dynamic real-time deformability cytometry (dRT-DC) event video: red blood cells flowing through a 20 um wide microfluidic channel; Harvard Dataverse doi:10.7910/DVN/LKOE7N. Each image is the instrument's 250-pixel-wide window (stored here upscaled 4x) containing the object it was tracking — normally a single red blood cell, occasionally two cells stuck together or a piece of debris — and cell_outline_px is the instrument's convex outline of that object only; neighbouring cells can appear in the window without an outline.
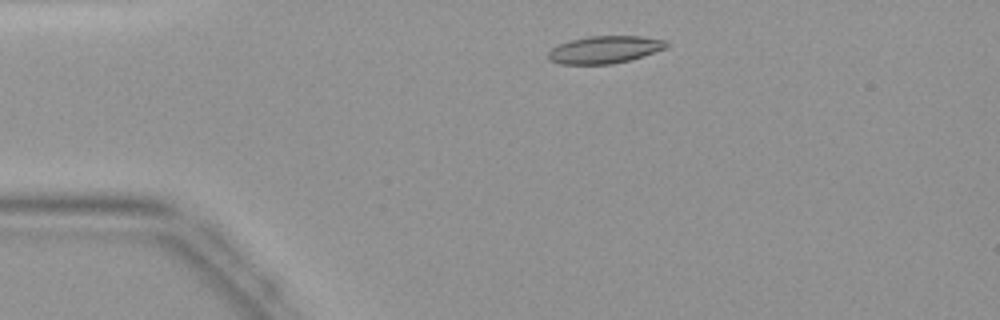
{"species": "common noctule bat (a hibernating species)", "species_latin": "Nyctalus noctula", "temperature_condition": "warm", "stored_images_in_passage": 40, "camera_frame_rate_fps": 3000, "um_per_image_px": 0.085, "animal": {"sex": "female", "body_mass_g": 19.9}, "frame": {"image": 1, "passage_image": 5, "time_ms": 1.333, "image_size_px": [1000, 320], "cell_outline_px": [[668, 48], [628, 60], [612, 64], [560, 64], [548, 60], [548, 52], [552, 48], [560, 44], [572, 40], [588, 36], [640, 36], [668, 40]], "centroid_in_image_um": [51.42, 4.22], "position_along_channel_um": 33.6, "area_um2": 18.84}}
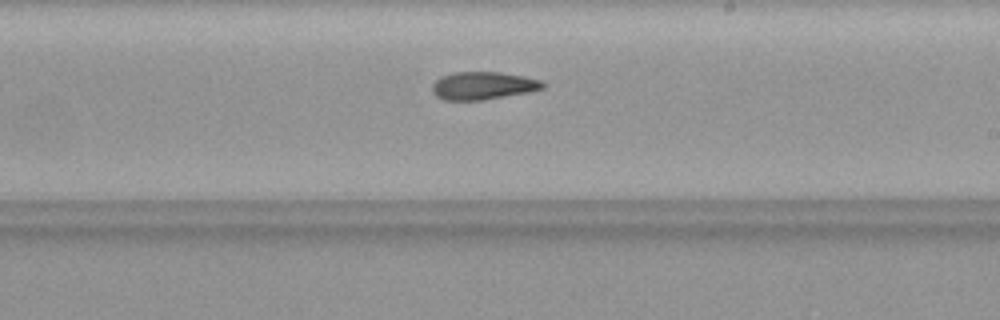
{"frame": {"image": 2, "passage_image": 22, "time_ms": 7.0, "image_size_px": [1000, 320], "cell_outline_px": [[544, 88], [528, 92], [484, 100], [444, 100], [436, 96], [432, 92], [432, 84], [440, 76], [452, 72], [500, 72], [524, 76], [544, 80]], "centroid_in_image_um": [41.05, 7.27], "position_along_channel_um": 248.0, "area_um2": 18.09}}
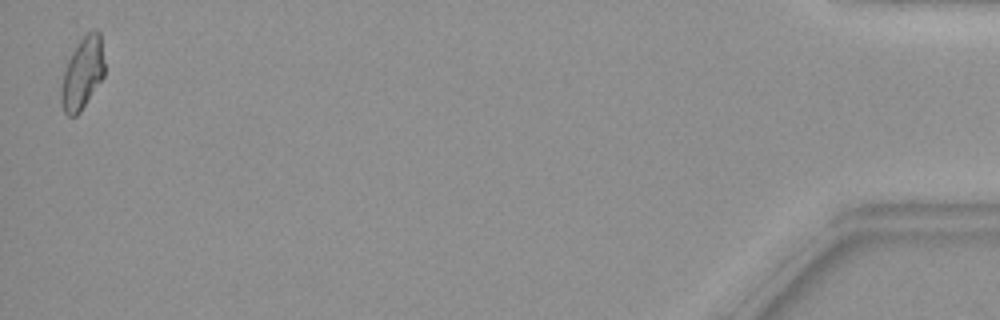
{"frame": {"image": 3, "passage_image": 40, "time_ms": 13.0, "image_size_px": [1000, 320], "cell_outline_px": [[104, 76], [80, 112], [76, 116], [68, 116], [64, 112], [60, 100], [60, 88], [64, 72], [68, 60], [72, 52], [80, 40], [88, 32], [100, 32], [104, 64]], "centroid_in_image_um": [6.99, 6.28], "position_along_channel_um": 428.2, "area_um2": 17.92}}